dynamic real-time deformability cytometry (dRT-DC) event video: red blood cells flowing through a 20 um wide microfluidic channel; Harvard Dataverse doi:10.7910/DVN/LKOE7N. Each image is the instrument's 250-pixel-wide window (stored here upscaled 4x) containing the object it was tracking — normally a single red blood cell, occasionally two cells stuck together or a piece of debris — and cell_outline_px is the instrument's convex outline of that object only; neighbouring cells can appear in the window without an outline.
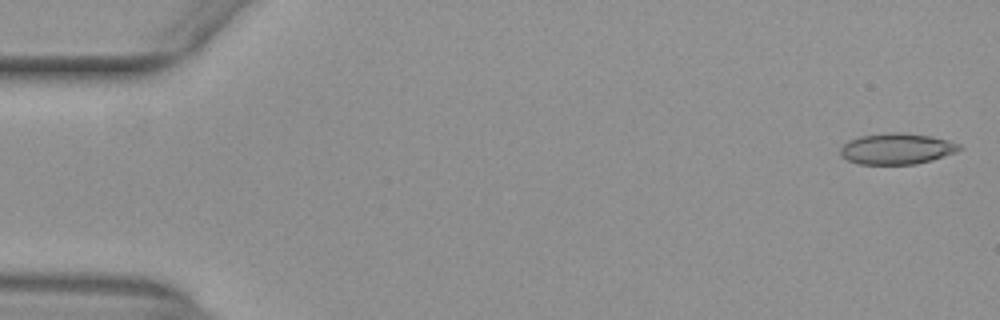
{"species": "common noctule bat (a hibernating species)", "species_latin": "Nyctalus noctula", "temperature_condition": "warm", "stored_images_in_passage": 53, "camera_frame_rate_fps": 3000, "um_per_image_px": 0.085, "animal": {"sex": "female", "body_mass_g": 29.2, "forearm_length_mm": 56.3}, "frame": {"image": 1, "passage_image": 2, "time_ms": 0.333, "image_size_px": [1000, 320], "cell_outline_px": [[964, 148], [956, 152], [932, 160], [916, 164], [860, 164], [848, 160], [840, 156], [840, 148], [848, 140], [860, 136], [888, 132], [900, 132], [932, 136], [948, 140], [960, 144]], "centroid_in_image_um": [76.23, 12.64], "position_along_channel_um": 8.8, "area_um2": 21.68}}
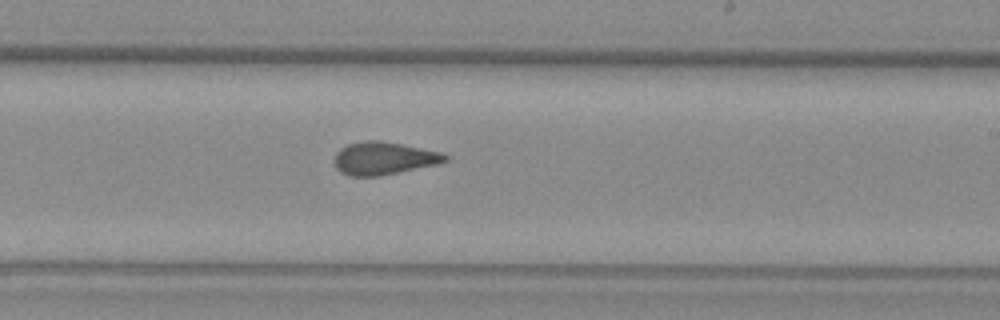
{"frame": {"image": 2, "passage_image": 32, "time_ms": 10.333, "image_size_px": [1000, 320], "cell_outline_px": [[448, 160], [436, 164], [376, 176], [348, 176], [340, 172], [336, 168], [332, 160], [336, 152], [340, 148], [348, 144], [364, 140], [380, 140], [440, 152], [448, 156]], "centroid_in_image_um": [32.53, 13.45], "position_along_channel_um": 256.5, "area_um2": 20.98}}
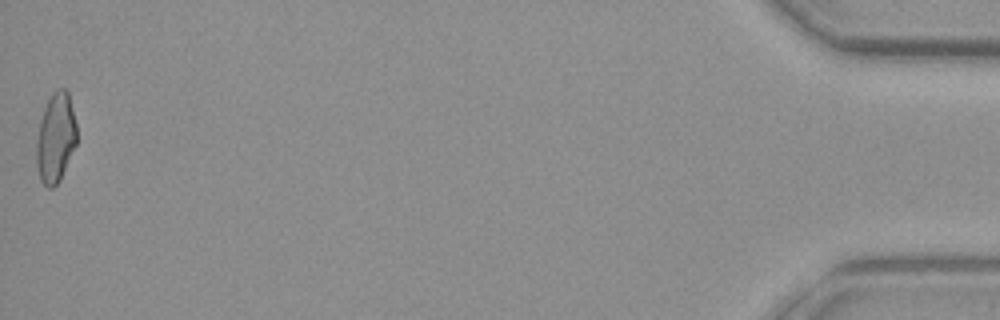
{"frame": {"image": 3, "passage_image": 53, "time_ms": 17.333, "image_size_px": [1000, 320], "cell_outline_px": [[76, 144], [60, 180], [52, 188], [48, 188], [40, 180], [36, 164], [36, 140], [40, 120], [44, 108], [52, 92], [56, 88], [64, 88], [68, 92], [76, 124]], "centroid_in_image_um": [4.71, 11.71], "position_along_channel_um": 430.5, "area_um2": 21.04}, "authors_computed_cell_mechanics": {"area_um2": 21.2704, "velocity_mm_per_s": 3.9577, "shape_relaxation_time_tau1_ms": null, "shape_relaxation_time_tau2_ms": 1.4862, "deformation_change_tau1": null, "deformation_change_tau2": 0.0722}}